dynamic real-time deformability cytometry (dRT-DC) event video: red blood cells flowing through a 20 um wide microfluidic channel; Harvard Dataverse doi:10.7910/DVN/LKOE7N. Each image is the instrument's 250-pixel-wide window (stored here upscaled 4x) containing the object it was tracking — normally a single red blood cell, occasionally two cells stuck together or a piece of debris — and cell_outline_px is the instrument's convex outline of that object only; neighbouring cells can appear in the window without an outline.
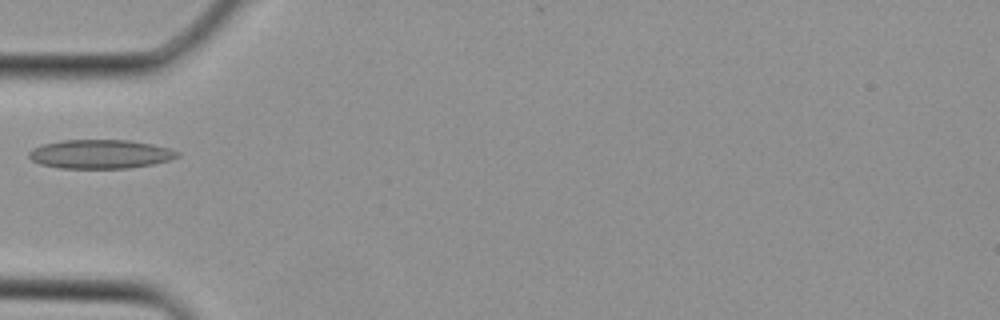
{"species": "Egyptian fruit bat (a non-hibernating species)", "species_latin": "Rousettus aegyptiacus", "temperature_condition": "cold", "stored_images_in_passage": 3, "camera_frame_rate_fps": 3000, "um_per_image_px": 0.085, "animal": {"sex": "female"}, "frame": {"image": 1, "passage_image": 3, "time_ms": 0.667, "image_size_px": [1000, 320], "cell_outline_px": [[180, 156], [172, 160], [152, 164], [128, 168], [60, 168], [40, 164], [32, 160], [28, 156], [28, 152], [32, 148], [40, 144], [60, 140], [128, 140], [152, 144], [172, 148], [180, 152]], "centroid_in_image_um": [8.54, 13.09], "position_along_channel_um": 76.5, "area_um2": 25.32}}